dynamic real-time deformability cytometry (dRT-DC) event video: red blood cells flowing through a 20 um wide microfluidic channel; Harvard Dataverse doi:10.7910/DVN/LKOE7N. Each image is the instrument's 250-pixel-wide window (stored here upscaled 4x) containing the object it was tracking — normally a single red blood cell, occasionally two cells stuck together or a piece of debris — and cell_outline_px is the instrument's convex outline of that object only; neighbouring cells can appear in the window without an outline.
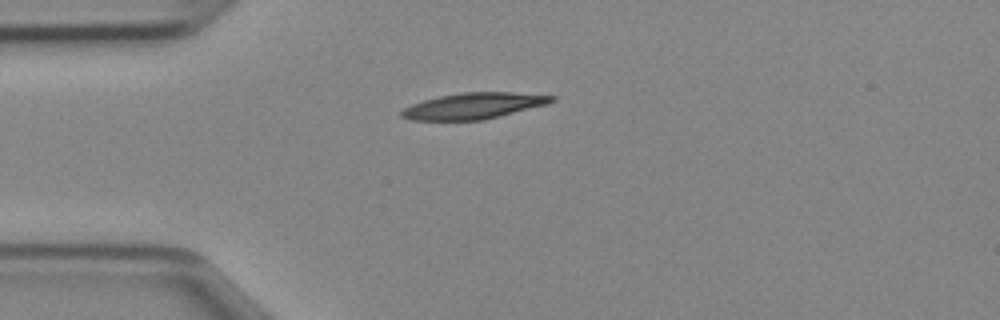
{"species": "Egyptian fruit bat (a non-hibernating species)", "species_latin": "Rousettus aegyptiacus", "temperature_condition": "cold", "stored_images_in_passage": 11, "camera_frame_rate_fps": 3000, "um_per_image_px": 0.085, "animal": {"sex": "female"}, "frame": {"image": 1, "passage_image": 1, "time_ms": 0.0, "image_size_px": [1000, 320], "cell_outline_px": [[556, 100], [548, 104], [484, 120], [408, 120], [400, 116], [400, 112], [404, 108], [412, 104], [424, 100], [440, 96], [460, 92], [512, 92], [556, 96]], "centroid_in_image_um": [40.26, 9.0], "position_along_channel_um": 44.7, "area_um2": 22.89}}
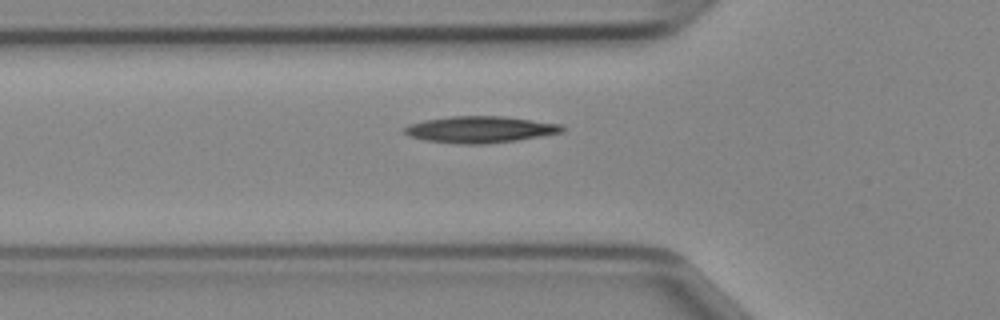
{"frame": {"image": 2, "passage_image": 5, "time_ms": 1.333, "image_size_px": [1000, 320], "cell_outline_px": [[564, 132], [516, 140], [484, 144], [464, 144], [424, 140], [408, 136], [404, 132], [404, 128], [408, 124], [424, 120], [452, 116], [504, 116], [564, 124]], "centroid_in_image_um": [40.82, 11.0], "position_along_channel_um": 85.0, "area_um2": 24.45}}